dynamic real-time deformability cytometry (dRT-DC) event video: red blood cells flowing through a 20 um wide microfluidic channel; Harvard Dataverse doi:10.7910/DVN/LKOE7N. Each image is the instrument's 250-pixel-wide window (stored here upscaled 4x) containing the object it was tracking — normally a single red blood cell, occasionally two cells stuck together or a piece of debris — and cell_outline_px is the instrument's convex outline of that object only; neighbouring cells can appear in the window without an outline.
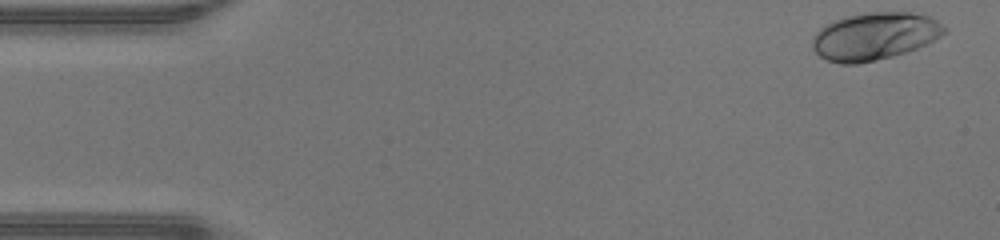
{"species": "human", "species_latin": "Homo sapiens", "temperature_condition": "warm", "stored_images_in_passage": 46, "camera_frame_rate_fps": 3000, "um_per_image_px": 0.085, "donor": {"sex": "male"}, "frame": {"image": 1, "passage_image": 1, "time_ms": 0.0, "image_size_px": [1000, 240], "cell_outline_px": [[948, 28], [940, 36], [916, 48], [892, 56], [876, 60], [856, 64], [840, 64], [828, 60], [820, 56], [812, 48], [812, 36], [824, 24], [844, 16], [864, 12], [912, 12], [928, 16], [936, 20]], "centroid_in_image_um": [74.29, 3.06], "position_along_channel_um": 10.7, "area_um2": 36.53}}
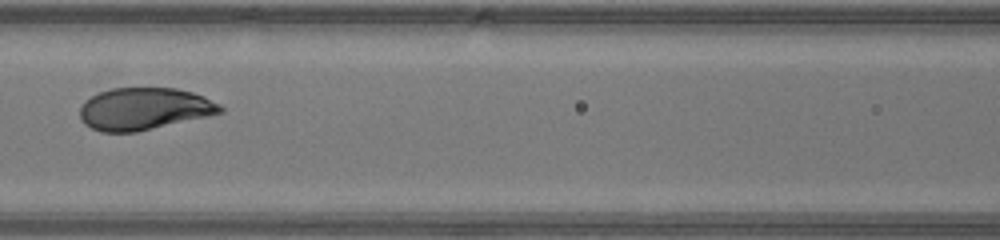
{"frame": {"image": 2, "passage_image": 20, "time_ms": 6.333, "image_size_px": [1000, 240], "cell_outline_px": [[224, 112], [208, 116], [136, 132], [100, 132], [84, 124], [80, 120], [80, 108], [84, 100], [100, 92], [112, 88], [176, 88], [192, 92], [204, 96], [220, 104], [224, 108]], "centroid_in_image_um": [12.25, 9.25], "position_along_channel_um": 154.4, "area_um2": 34.56}}
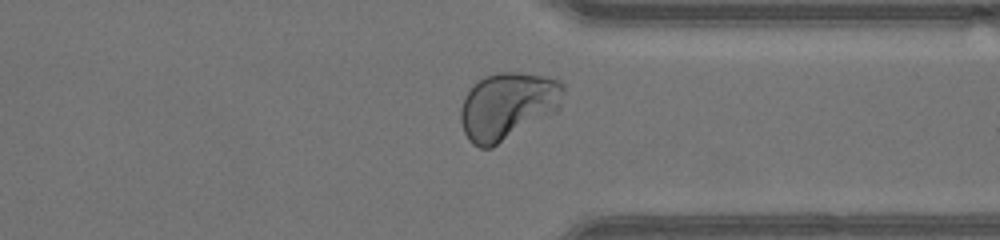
{"frame": {"image": 3, "passage_image": 35, "time_ms": 11.333, "image_size_px": [1000, 240], "cell_outline_px": [[564, 88], [560, 108], [556, 112], [492, 148], [480, 148], [472, 144], [468, 140], [464, 132], [460, 120], [460, 108], [464, 96], [484, 76], [496, 72], [516, 72], [544, 76], [560, 80], [564, 84]], "centroid_in_image_um": [43.15, 9.02], "position_along_channel_um": 368.2, "area_um2": 40.52}, "authors_computed_cell_mechanics": {"area_um2": 35.3736, "velocity_mm_per_s": 4.3243, "shape_relaxation_time_tau1_ms": 1.7792, "shape_relaxation_time_tau2_ms": null, "deformation_change_tau1": 0.1512, "deformation_change_tau2": null}}